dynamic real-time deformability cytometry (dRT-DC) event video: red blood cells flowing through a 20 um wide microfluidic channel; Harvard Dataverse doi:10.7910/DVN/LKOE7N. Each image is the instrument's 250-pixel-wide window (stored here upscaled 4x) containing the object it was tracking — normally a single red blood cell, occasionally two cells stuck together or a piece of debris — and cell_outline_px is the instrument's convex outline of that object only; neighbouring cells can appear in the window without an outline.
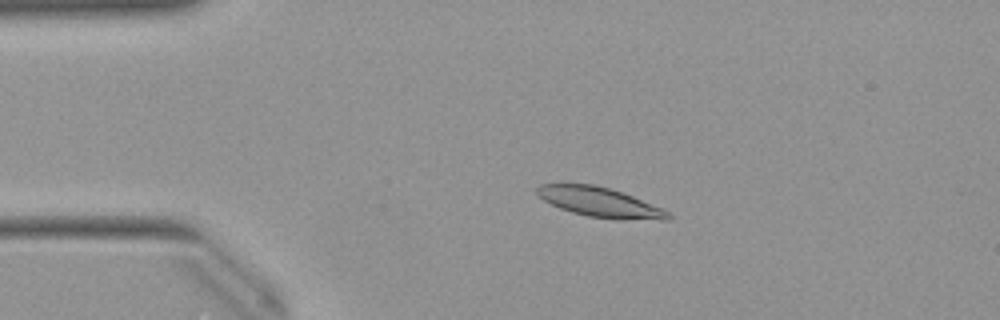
{"species": "Egyptian fruit bat (a non-hibernating species)", "species_latin": "Rousettus aegyptiacus", "temperature_condition": "warm", "stored_images_in_passage": 52, "camera_frame_rate_fps": 3000, "um_per_image_px": 0.085, "animal": {"sex": "female"}, "frame": {"image": 1, "passage_image": 11, "time_ms": 3.333, "image_size_px": [1000, 320], "cell_outline_px": [[672, 216], [668, 220], [620, 220], [588, 216], [572, 212], [560, 208], [544, 200], [536, 192], [536, 188], [540, 184], [592, 184], [612, 188], [632, 196], [660, 208], [668, 212]], "centroid_in_image_um": [51.0, 17.19], "position_along_channel_um": 34.0, "area_um2": 22.54}}
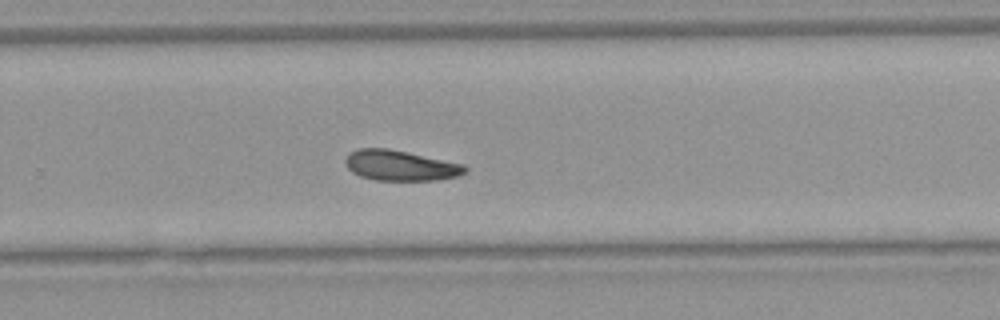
{"frame": {"image": 2, "passage_image": 34, "time_ms": 11.0, "image_size_px": [1000, 320], "cell_outline_px": [[468, 172], [460, 176], [440, 180], [376, 180], [360, 176], [352, 172], [348, 168], [344, 160], [348, 152], [356, 148], [388, 148], [464, 164], [468, 168]], "centroid_in_image_um": [34.04, 14.06], "position_along_channel_um": 295.8, "area_um2": 21.44}}
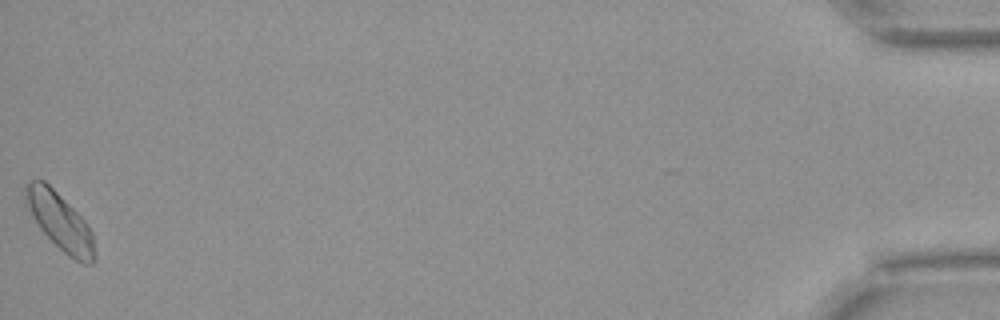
{"frame": {"image": 3, "passage_image": 52, "time_ms": 17.0, "image_size_px": [1000, 320], "cell_outline_px": [[96, 260], [92, 264], [84, 264], [68, 256], [40, 228], [32, 216], [24, 196], [24, 184], [32, 180], [44, 180], [88, 224], [92, 232], [96, 256]], "centroid_in_image_um": [5.12, 18.85], "position_along_channel_um": 430.1, "area_um2": 22.6}, "authors_computed_cell_mechanics": {"area_um2": 21.8195, "velocity_mm_per_s": 3.9421, "shape_relaxation_time_tau1_ms": 8.8067, "shape_relaxation_time_tau2_ms": null, "deformation_change_tau1": 0.1517, "deformation_change_tau2": null}}